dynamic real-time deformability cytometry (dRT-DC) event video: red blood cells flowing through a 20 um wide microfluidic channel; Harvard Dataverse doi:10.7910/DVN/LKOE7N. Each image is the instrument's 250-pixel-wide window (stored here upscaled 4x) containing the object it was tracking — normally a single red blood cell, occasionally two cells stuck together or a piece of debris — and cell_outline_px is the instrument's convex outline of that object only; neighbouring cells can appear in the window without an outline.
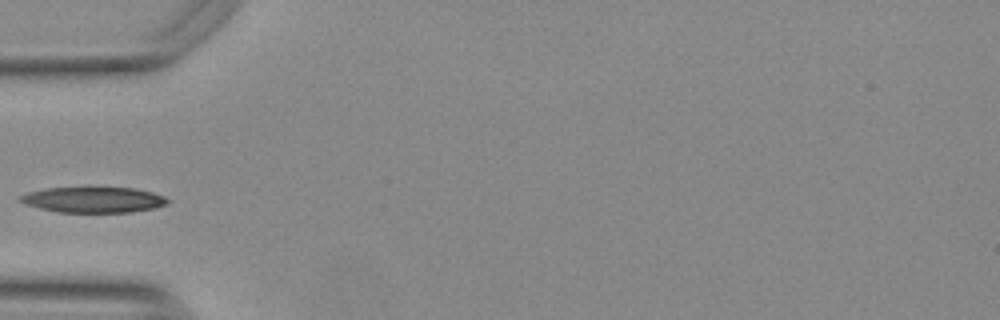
{"species": "Egyptian fruit bat (a non-hibernating species)", "species_latin": "Rousettus aegyptiacus", "temperature_condition": "warm", "stored_images_in_passage": 37, "camera_frame_rate_fps": 3000, "um_per_image_px": 0.085, "animal": {"sex": "female"}, "frame": {"image": 1, "passage_image": 1, "time_ms": 0.0, "image_size_px": [1000, 320], "cell_outline_px": [[168, 204], [152, 208], [132, 212], [60, 212], [40, 208], [24, 204], [16, 200], [16, 196], [28, 192], [44, 188], [88, 184], [92, 184], [136, 188], [152, 192], [164, 196], [168, 200]], "centroid_in_image_um": [7.87, 16.91], "position_along_channel_um": 77.1, "area_um2": 23.41}}
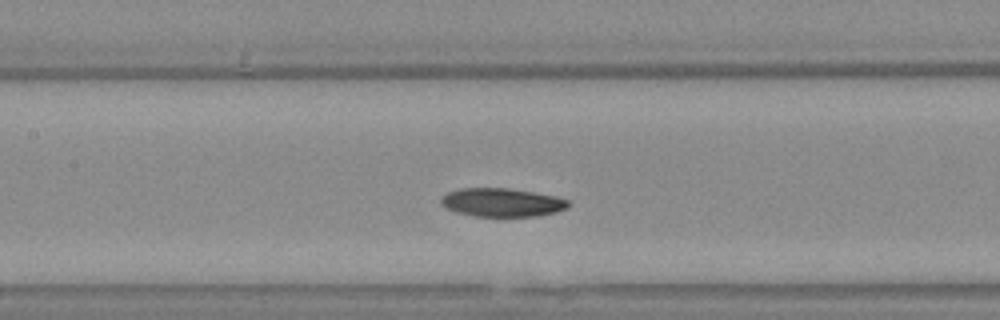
{"frame": {"image": 2, "passage_image": 8, "time_ms": 2.333, "image_size_px": [1000, 320], "cell_outline_px": [[568, 208], [556, 212], [536, 216], [472, 216], [456, 212], [440, 204], [440, 196], [448, 192], [460, 188], [508, 188], [556, 196], [568, 200]], "centroid_in_image_um": [42.63, 17.2], "position_along_channel_um": 164.8, "area_um2": 21.15}}
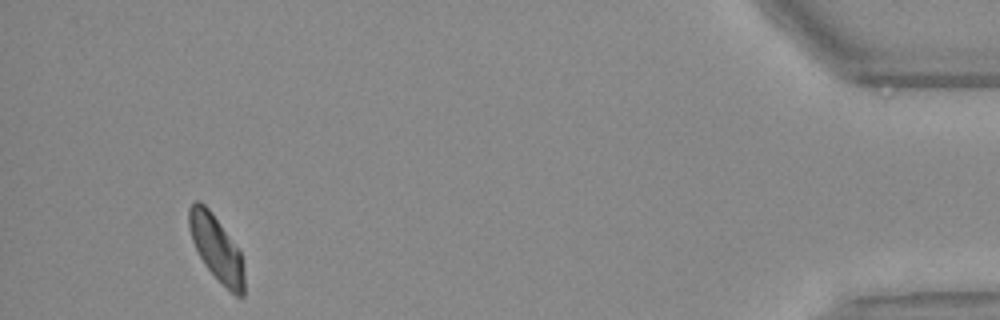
{"frame": {"image": 3, "passage_image": 34, "time_ms": 11.0, "image_size_px": [1000, 320], "cell_outline_px": [[244, 296], [236, 296], [204, 264], [192, 240], [188, 224], [188, 208], [196, 200], [200, 200], [208, 208], [240, 252], [244, 268]], "centroid_in_image_um": [18.38, 21.07], "position_along_channel_um": 416.8, "area_um2": 20.35}}